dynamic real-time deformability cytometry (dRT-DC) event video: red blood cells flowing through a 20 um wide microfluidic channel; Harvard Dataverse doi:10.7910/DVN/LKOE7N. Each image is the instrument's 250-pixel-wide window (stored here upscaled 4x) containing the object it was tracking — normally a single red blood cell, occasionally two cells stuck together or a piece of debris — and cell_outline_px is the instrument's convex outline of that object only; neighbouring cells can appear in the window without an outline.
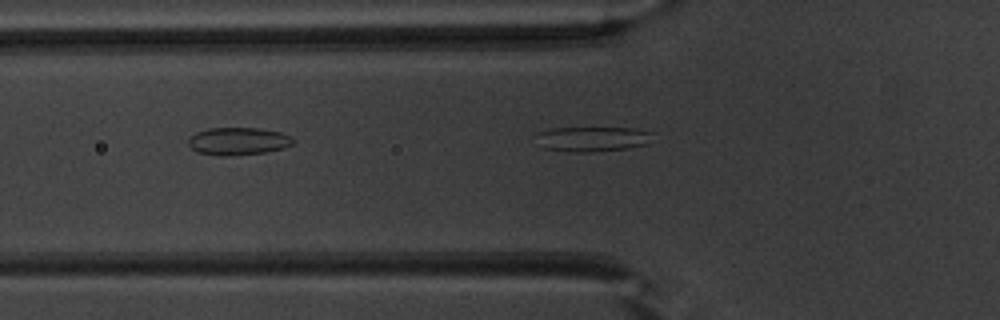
{"species": "common noctule bat (a hibernating species)", "species_latin": "Nyctalus noctula", "temperature_condition": "warm", "stored_images_in_passage": 15, "camera_frame_rate_fps": 3000, "um_per_image_px": 0.085, "animal": {"sex": "male", "body_mass_g": 20.1, "forearm_length_mm": 53.5}, "frame": {"image": 1, "passage_image": 15, "time_ms": 4.667, "image_size_px": [1000, 320], "cell_outline_px": [[656, 132], [648, 144], [628, 148], [592, 152], [568, 152], [544, 148], [532, 136], [536, 132], [552, 128], [636, 128]], "centroid_in_image_um": [50.36, 11.81], "position_along_channel_um": 75.4, "area_um2": 17.4}}